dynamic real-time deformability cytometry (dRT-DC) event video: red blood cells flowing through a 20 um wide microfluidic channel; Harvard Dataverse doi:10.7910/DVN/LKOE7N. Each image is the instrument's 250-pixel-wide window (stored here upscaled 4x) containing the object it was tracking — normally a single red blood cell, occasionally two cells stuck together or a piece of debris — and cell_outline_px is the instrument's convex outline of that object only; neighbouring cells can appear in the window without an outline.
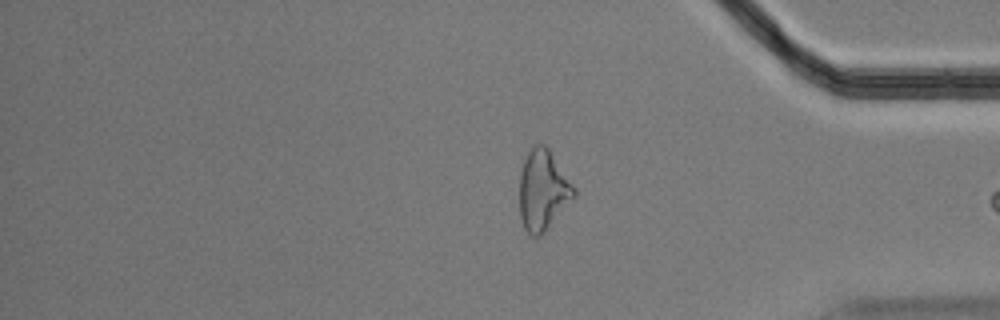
{"species": "Egyptian fruit bat (a non-hibernating species)", "species_latin": "Rousettus aegyptiacus", "temperature_condition": "cold", "stored_images_in_passage": 13, "segment_of_instrument_passage": [2, 2], "camera_frame_rate_fps": 3000, "um_per_image_px": 0.085, "animal": {"sex": "male"}, "frame": {"image": 1, "passage_image": 13, "time_ms": 4.0, "image_size_px": [1000, 320], "cell_outline_px": [[576, 196], [540, 236], [532, 236], [524, 228], [520, 216], [520, 172], [524, 160], [528, 152], [536, 144], [544, 144], [548, 148], [576, 188]], "centroid_in_image_um": [46.16, 16.17], "position_along_channel_um": 389.0, "area_um2": 25.26}}